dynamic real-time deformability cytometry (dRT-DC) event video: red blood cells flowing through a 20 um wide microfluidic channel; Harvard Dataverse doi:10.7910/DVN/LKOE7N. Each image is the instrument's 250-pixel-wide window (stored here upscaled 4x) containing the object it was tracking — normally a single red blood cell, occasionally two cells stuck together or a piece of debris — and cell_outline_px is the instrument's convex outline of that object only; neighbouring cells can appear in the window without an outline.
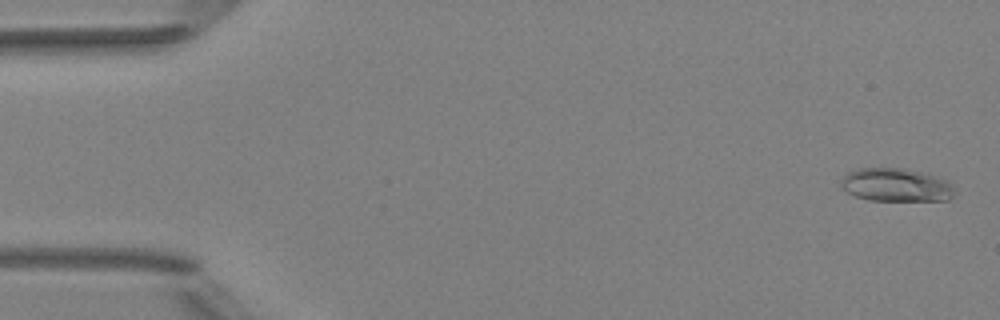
{"species": "Egyptian fruit bat (a non-hibernating species)", "species_latin": "Rousettus aegyptiacus", "temperature_condition": "room temperature", "stored_images_in_passage": 6, "camera_frame_rate_fps": 3000, "um_per_image_px": 0.085, "animal": {"sex": "female"}, "frame": {"image": 1, "passage_image": 1, "time_ms": 0.0, "image_size_px": [1000, 320], "cell_outline_px": [[952, 196], [948, 200], [868, 200], [856, 196], [848, 192], [840, 184], [840, 180], [848, 172], [860, 168], [904, 168], [936, 176], [948, 180], [952, 184]], "centroid_in_image_um": [76.15, 15.71], "position_along_channel_um": 8.8, "area_um2": 21.79}}
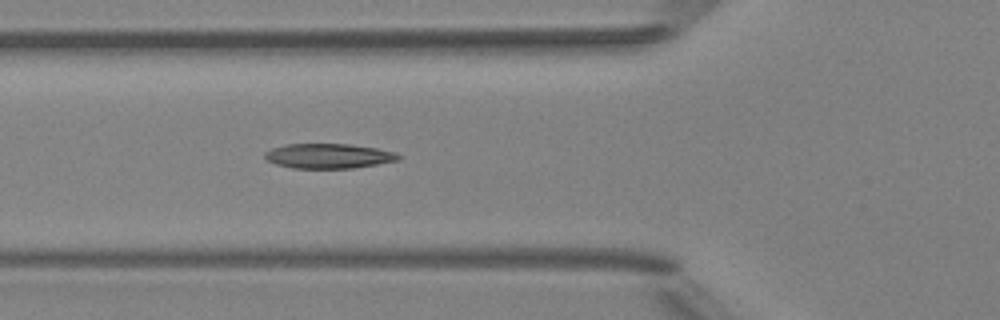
{"frame": {"image": 2, "passage_image": 6, "time_ms": 5.667, "image_size_px": [1000, 320], "cell_outline_px": [[400, 160], [352, 168], [292, 168], [276, 164], [268, 160], [264, 156], [264, 152], [272, 148], [284, 144], [348, 144], [376, 148], [396, 152], [400, 156]], "centroid_in_image_um": [27.91, 13.25], "position_along_channel_um": 97.9, "area_um2": 19.25}}